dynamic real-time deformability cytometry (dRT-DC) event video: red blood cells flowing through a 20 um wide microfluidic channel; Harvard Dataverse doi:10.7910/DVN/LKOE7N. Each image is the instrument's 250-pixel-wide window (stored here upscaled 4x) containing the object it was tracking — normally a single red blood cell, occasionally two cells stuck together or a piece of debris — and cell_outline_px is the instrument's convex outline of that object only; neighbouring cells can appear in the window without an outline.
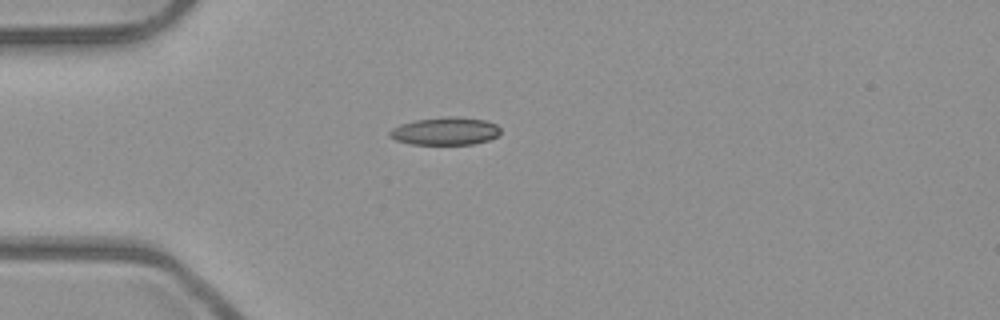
{"species": "common noctule bat (a hibernating species)", "species_latin": "Nyctalus noctula", "temperature_condition": "room temperature", "stored_images_in_passage": 1, "camera_frame_rate_fps": 3000, "um_per_image_px": 0.085, "animal": {"sex": "male", "body_mass_g": 23.1, "forearm_length_mm": 52.7}, "frame": {"image": 1, "passage_image": 1, "time_ms": 0.0, "image_size_px": [1000, 320], "cell_outline_px": [[500, 132], [496, 136], [488, 140], [472, 144], [412, 144], [396, 140], [388, 136], [388, 132], [392, 128], [400, 124], [416, 120], [448, 116], [456, 116], [484, 120], [496, 124], [500, 128]], "centroid_in_image_um": [37.82, 11.14], "position_along_channel_um": 47.2, "area_um2": 17.86}}